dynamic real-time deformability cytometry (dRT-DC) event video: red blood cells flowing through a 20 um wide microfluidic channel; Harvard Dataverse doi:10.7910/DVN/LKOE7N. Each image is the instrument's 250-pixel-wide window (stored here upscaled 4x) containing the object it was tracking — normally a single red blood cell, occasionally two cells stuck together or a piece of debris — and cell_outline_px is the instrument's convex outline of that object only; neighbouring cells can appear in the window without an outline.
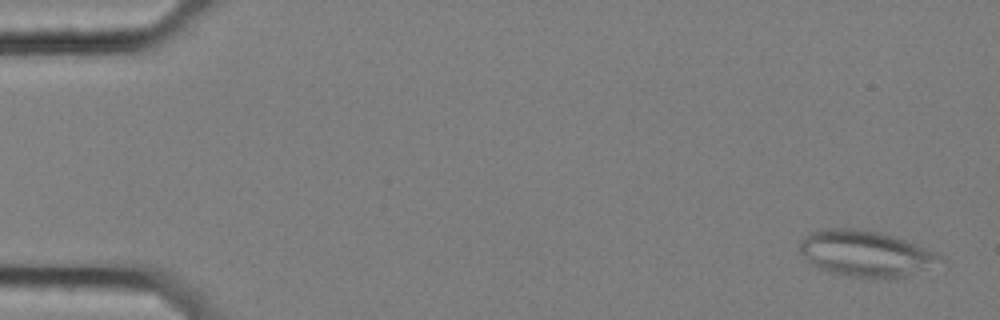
{"species": "common noctule bat (a hibernating species)", "species_latin": "Nyctalus noctula", "temperature_condition": "cold", "stored_images_in_passage": 58, "segment_of_instrument_passage": [1, 2], "camera_frame_rate_fps": 3000, "um_per_image_px": 0.085, "animal": {"sex": "female", "body_mass_g": 25.1}, "frame": {"image": 1, "passage_image": 3, "time_ms": 0.667, "image_size_px": [1000, 320], "cell_outline_px": [[948, 268], [904, 276], [876, 280], [844, 276], [828, 272], [816, 268], [800, 252], [800, 240], [808, 232], [820, 228], [852, 228], [880, 232], [940, 252], [944, 256], [948, 264]], "centroid_in_image_um": [73.76, 21.6], "position_along_channel_um": 11.2, "area_um2": 39.54}}